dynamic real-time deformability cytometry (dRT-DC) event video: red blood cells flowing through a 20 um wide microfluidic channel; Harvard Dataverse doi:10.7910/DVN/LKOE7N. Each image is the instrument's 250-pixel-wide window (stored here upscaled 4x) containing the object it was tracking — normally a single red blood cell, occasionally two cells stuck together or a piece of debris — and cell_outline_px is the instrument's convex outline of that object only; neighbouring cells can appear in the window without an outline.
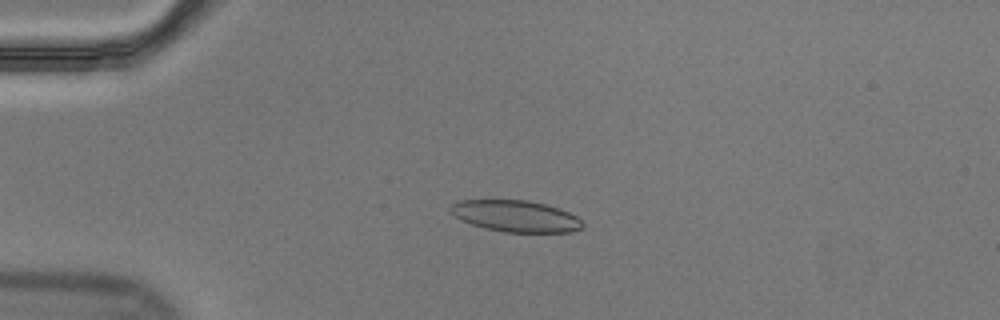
{"species": "Egyptian fruit bat (a non-hibernating species)", "species_latin": "Rousettus aegyptiacus", "temperature_condition": "cold", "stored_images_in_passage": 44, "camera_frame_rate_fps": 3000, "um_per_image_px": 0.085, "animal": {"sex": "male"}, "frame": {"image": 1, "passage_image": 1, "time_ms": 0.0, "image_size_px": [1000, 320], "cell_outline_px": [[584, 228], [572, 232], [504, 232], [484, 228], [460, 220], [448, 208], [452, 204], [460, 200], [528, 200], [544, 204], [568, 212], [576, 216], [584, 224]], "centroid_in_image_um": [43.84, 18.37], "position_along_channel_um": 41.2, "area_um2": 24.16}, "authors_computed_cell_mechanics": {"area_um2": 26.3857, "velocity_mm_per_s": 3.5323, "shape_relaxation_time_tau1_ms": null, "shape_relaxation_time_tau2_ms": 1.6242, "deformation_change_tau1": null, "deformation_change_tau2": 0.0568}}